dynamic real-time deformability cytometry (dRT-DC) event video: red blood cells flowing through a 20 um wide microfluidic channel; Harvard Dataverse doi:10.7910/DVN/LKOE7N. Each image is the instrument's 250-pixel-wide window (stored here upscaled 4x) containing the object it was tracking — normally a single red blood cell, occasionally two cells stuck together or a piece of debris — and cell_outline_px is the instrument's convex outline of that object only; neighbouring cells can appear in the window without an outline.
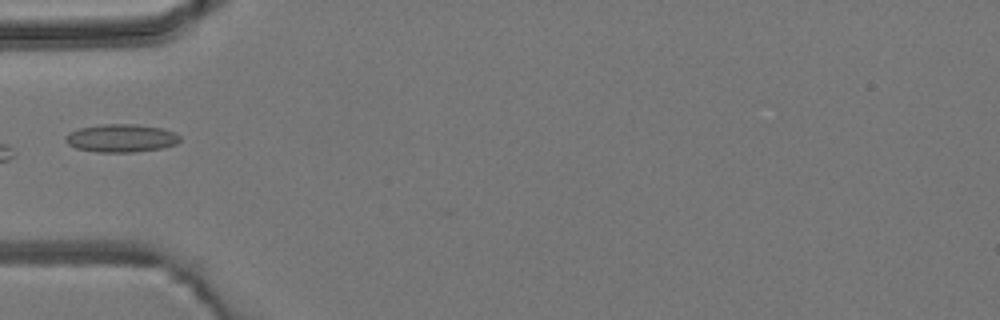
{"species": "common noctule bat (a hibernating species)", "species_latin": "Nyctalus noctula", "temperature_condition": "room temperature", "stored_images_in_passage": 2, "camera_frame_rate_fps": 3000, "um_per_image_px": 0.085, "animal": {"sex": "male", "body_mass_g": 19.2, "forearm_length_mm": 51.8}, "frame": {"image": 1, "passage_image": 2, "time_ms": 1.0, "image_size_px": [1000, 320], "cell_outline_px": [[180, 140], [176, 144], [164, 148], [136, 152], [96, 152], [76, 148], [68, 144], [64, 140], [64, 136], [68, 132], [80, 128], [100, 124], [136, 124], [164, 128], [176, 132], [180, 136]], "centroid_in_image_um": [10.31, 11.74], "position_along_channel_um": 74.7, "area_um2": 19.02}}